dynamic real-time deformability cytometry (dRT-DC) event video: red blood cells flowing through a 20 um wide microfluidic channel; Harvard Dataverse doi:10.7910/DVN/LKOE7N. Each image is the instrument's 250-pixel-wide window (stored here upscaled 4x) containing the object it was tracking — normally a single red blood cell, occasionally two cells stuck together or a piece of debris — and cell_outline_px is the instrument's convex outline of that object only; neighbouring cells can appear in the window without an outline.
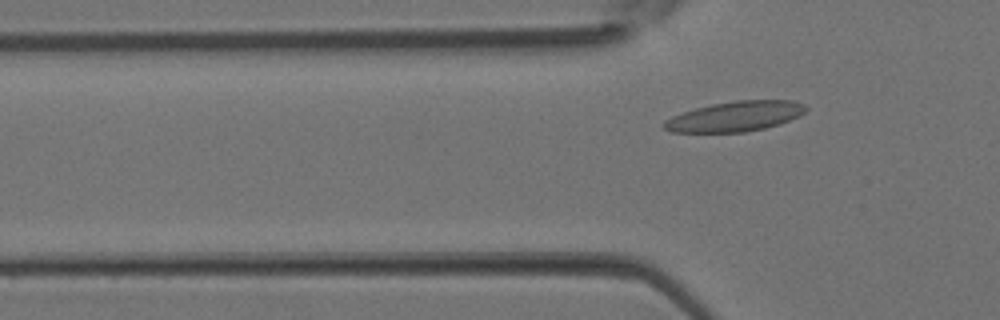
{"species": "Egyptian fruit bat (a non-hibernating species)", "species_latin": "Rousettus aegyptiacus", "temperature_condition": "room temperature", "stored_images_in_passage": 2, "camera_frame_rate_fps": 3000, "um_per_image_px": 0.085, "animal": {"sex": "female"}, "frame": {"image": 1, "passage_image": 2, "time_ms": 0.333, "image_size_px": [1000, 320], "cell_outline_px": [[808, 108], [804, 112], [780, 124], [764, 128], [744, 132], [672, 132], [660, 128], [660, 124], [664, 120], [672, 116], [696, 108], [712, 104], [736, 100], [792, 100], [804, 104]], "centroid_in_image_um": [62.43, 9.89], "position_along_channel_um": 63.4, "area_um2": 24.85}}